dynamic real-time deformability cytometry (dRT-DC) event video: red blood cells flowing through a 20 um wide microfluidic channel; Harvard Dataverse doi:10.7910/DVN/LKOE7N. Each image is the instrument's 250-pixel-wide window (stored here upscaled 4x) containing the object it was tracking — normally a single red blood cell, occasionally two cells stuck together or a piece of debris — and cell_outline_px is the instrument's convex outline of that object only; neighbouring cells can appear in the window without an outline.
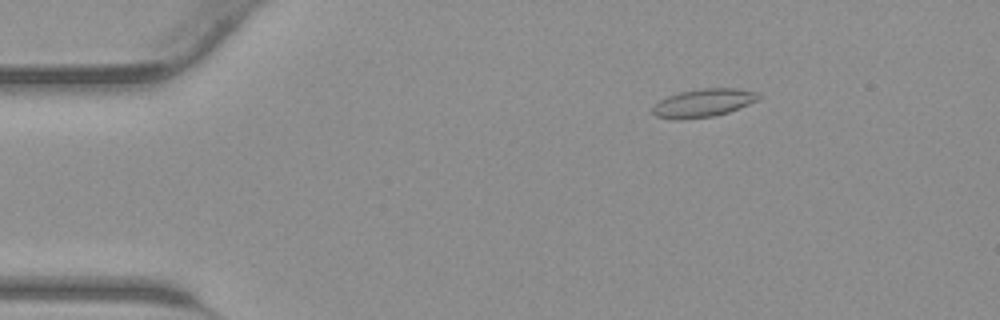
{"species": "common noctule bat (a hibernating species)", "species_latin": "Nyctalus noctula", "temperature_condition": "warm", "stored_images_in_passage": 44, "camera_frame_rate_fps": 3000, "um_per_image_px": 0.085, "animal": {"sex": "male", "body_mass_g": 23.1, "forearm_length_mm": 52.7}, "frame": {"image": 1, "passage_image": 7, "time_ms": 2.0, "image_size_px": [1000, 320], "cell_outline_px": [[760, 96], [756, 100], [748, 104], [728, 112], [712, 116], [680, 120], [672, 120], [656, 116], [652, 112], [652, 108], [660, 100], [668, 96], [680, 92], [704, 88], [736, 88], [756, 92]], "centroid_in_image_um": [59.74, 8.76], "position_along_channel_um": 25.3, "area_um2": 17.17}}
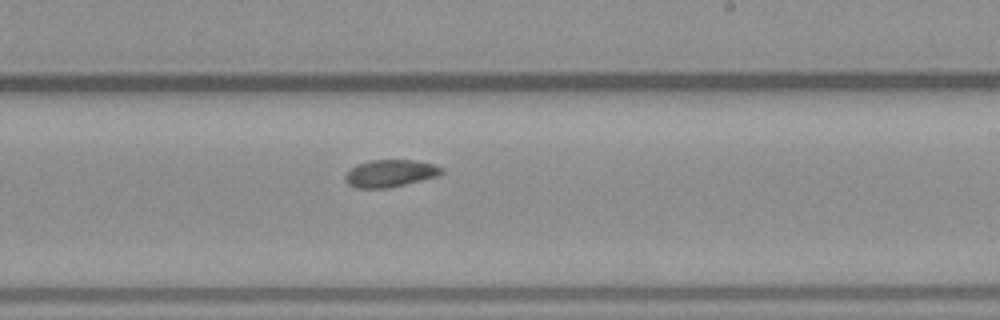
{"frame": {"image": 2, "passage_image": 26, "time_ms": 8.333, "image_size_px": [1000, 320], "cell_outline_px": [[444, 172], [440, 176], [388, 188], [356, 188], [348, 184], [344, 180], [344, 176], [352, 168], [360, 164], [372, 160], [412, 160], [432, 164], [444, 168]], "centroid_in_image_um": [33.2, 14.75], "position_along_channel_um": 255.8, "area_um2": 15.26}}
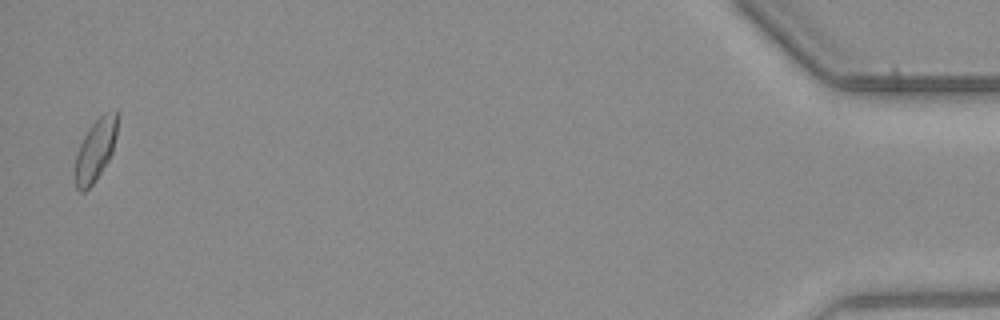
{"frame": {"image": 3, "passage_image": 43, "time_ms": 14.0, "image_size_px": [1000, 320], "cell_outline_px": [[120, 116], [116, 136], [112, 152], [108, 160], [92, 184], [84, 192], [80, 192], [76, 188], [72, 176], [76, 156], [80, 144], [84, 136], [92, 124], [104, 112], [120, 112]], "centroid_in_image_um": [8.1, 12.75], "position_along_channel_um": 427.1, "area_um2": 15.49}}